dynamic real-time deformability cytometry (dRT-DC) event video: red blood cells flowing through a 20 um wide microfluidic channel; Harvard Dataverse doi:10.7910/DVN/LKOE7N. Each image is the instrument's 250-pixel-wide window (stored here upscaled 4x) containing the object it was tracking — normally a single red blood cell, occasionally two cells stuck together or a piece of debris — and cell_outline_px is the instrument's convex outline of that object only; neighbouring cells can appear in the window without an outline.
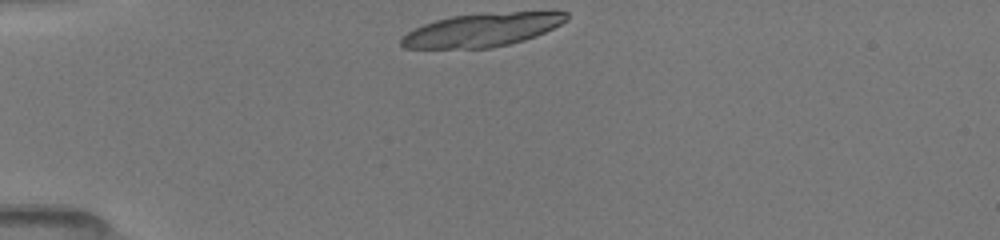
{"species": "common noctule bat (a hibernating species)", "species_latin": "Nyctalus noctula", "temperature_condition": "room temperature", "stored_images_in_passage": 38, "camera_frame_rate_fps": 3000, "um_per_image_px": 0.085, "animal": {"sex": "female", "body_mass_g": 19.5, "forearm_length_mm": 54.1}, "frame": {"image": 1, "passage_image": 1, "time_ms": 0.0, "image_size_px": [1000, 240], "cell_outline_px": [[568, 20], [536, 36], [524, 40], [492, 48], [404, 48], [400, 44], [400, 40], [408, 32], [424, 24], [436, 20], [452, 16], [480, 12], [568, 12]], "centroid_in_image_um": [40.97, 2.53], "position_along_channel_um": 44.0, "area_um2": 32.02}}
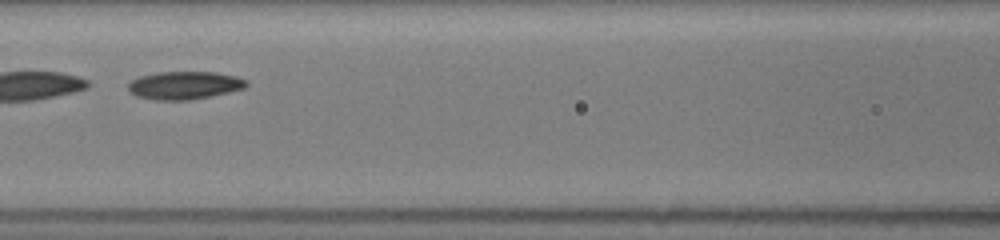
{"frame": {"image": 2, "passage_image": 12, "time_ms": 3.667, "image_size_px": [1000, 240], "cell_outline_px": [[248, 84], [244, 88], [212, 96], [188, 100], [152, 100], [136, 96], [128, 92], [128, 84], [132, 80], [140, 76], [160, 72], [216, 72], [236, 76], [248, 80]], "centroid_in_image_um": [15.67, 7.26], "position_along_channel_um": 150.9, "area_um2": 19.36}}
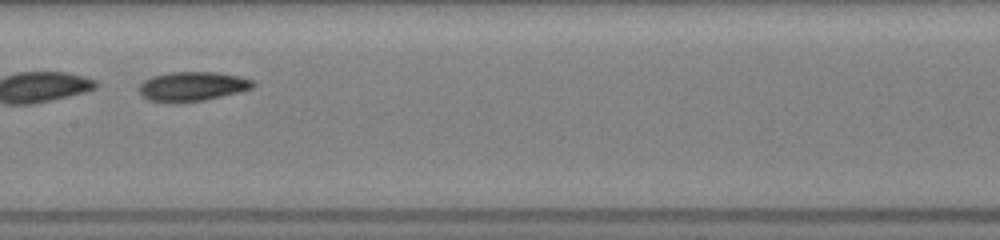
{"frame": {"image": 3, "passage_image": 15, "time_ms": 4.667, "image_size_px": [1000, 240], "cell_outline_px": [[256, 84], [252, 88], [204, 100], [172, 104], [148, 100], [140, 96], [140, 84], [144, 80], [152, 76], [168, 72], [216, 72], [236, 76], [252, 80]], "centroid_in_image_um": [16.27, 7.36], "position_along_channel_um": 191.1, "area_um2": 19.54}, "authors_computed_cell_mechanics": {"area_um2": 19.652, "velocity_mm_per_s": 4.0228, "shape_relaxation_time_tau1_ms": 2.5834, "shape_relaxation_time_tau2_ms": null, "deformation_change_tau1": 0.1183, "deformation_change_tau2": null}}